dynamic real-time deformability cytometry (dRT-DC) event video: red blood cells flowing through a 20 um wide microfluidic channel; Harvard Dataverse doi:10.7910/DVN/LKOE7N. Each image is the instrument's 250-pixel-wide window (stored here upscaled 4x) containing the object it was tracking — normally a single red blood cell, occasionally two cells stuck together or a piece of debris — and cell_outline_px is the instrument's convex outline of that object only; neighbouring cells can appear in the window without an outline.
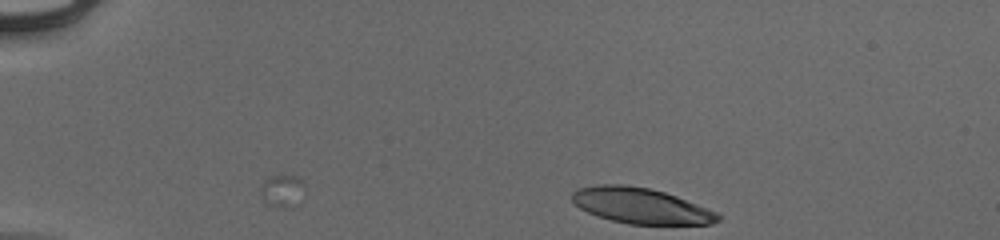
{"species": "human", "species_latin": "Homo sapiens", "temperature_condition": "cold", "stored_images_in_passage": 2, "camera_frame_rate_fps": 3000, "um_per_image_px": 0.085, "donor": {"sex": "male"}, "frame": {"image": 1, "passage_image": 2, "time_ms": 0.333, "image_size_px": [1000, 240], "cell_outline_px": [[720, 220], [712, 224], [628, 224], [596, 216], [580, 208], [572, 200], [572, 192], [576, 188], [596, 184], [628, 184], [648, 188], [664, 192], [676, 196], [716, 212], [720, 216]], "centroid_in_image_um": [54.43, 17.48], "position_along_channel_um": 30.6, "area_um2": 30.23}}